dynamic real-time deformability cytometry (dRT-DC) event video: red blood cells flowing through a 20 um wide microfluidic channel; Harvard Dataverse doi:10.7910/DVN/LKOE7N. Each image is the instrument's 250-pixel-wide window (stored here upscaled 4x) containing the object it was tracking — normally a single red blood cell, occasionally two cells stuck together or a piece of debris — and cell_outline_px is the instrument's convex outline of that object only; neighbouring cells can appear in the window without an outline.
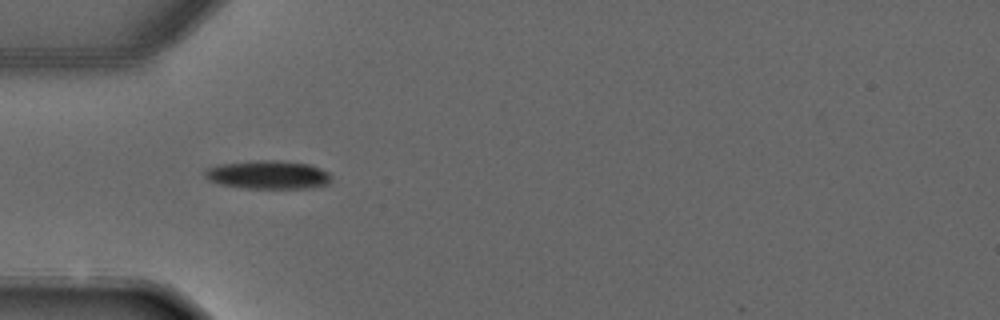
{"species": "common noctule bat (a hibernating species)", "species_latin": "Nyctalus noctula", "temperature_condition": "warm", "stored_images_in_passage": 3, "camera_frame_rate_fps": 3000, "um_per_image_px": 0.085, "animal": {"sex": "male", "forearm_length_mm": 52.5}, "frame": {"image": 1, "passage_image": 2, "time_ms": 1.333, "image_size_px": [1000, 320], "cell_outline_px": [[332, 180], [328, 184], [308, 188], [248, 188], [220, 184], [208, 180], [204, 176], [204, 172], [208, 168], [220, 164], [256, 160], [276, 160], [308, 164], [320, 168], [328, 172], [332, 176]], "centroid_in_image_um": [22.8, 14.85], "position_along_channel_um": 62.2, "area_um2": 20.92}}
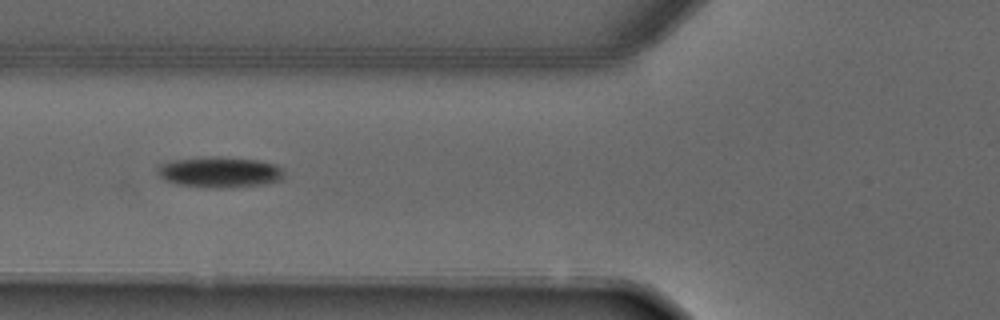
{"frame": {"image": 2, "passage_image": 3, "time_ms": 2.333, "image_size_px": [1000, 320], "cell_outline_px": [[284, 180], [264, 184], [232, 188], [212, 188], [176, 184], [164, 180], [156, 172], [156, 168], [160, 164], [172, 160], [256, 160], [272, 164], [280, 168], [284, 172]], "centroid_in_image_um": [18.68, 14.71], "position_along_channel_um": 107.1, "area_um2": 21.62}}